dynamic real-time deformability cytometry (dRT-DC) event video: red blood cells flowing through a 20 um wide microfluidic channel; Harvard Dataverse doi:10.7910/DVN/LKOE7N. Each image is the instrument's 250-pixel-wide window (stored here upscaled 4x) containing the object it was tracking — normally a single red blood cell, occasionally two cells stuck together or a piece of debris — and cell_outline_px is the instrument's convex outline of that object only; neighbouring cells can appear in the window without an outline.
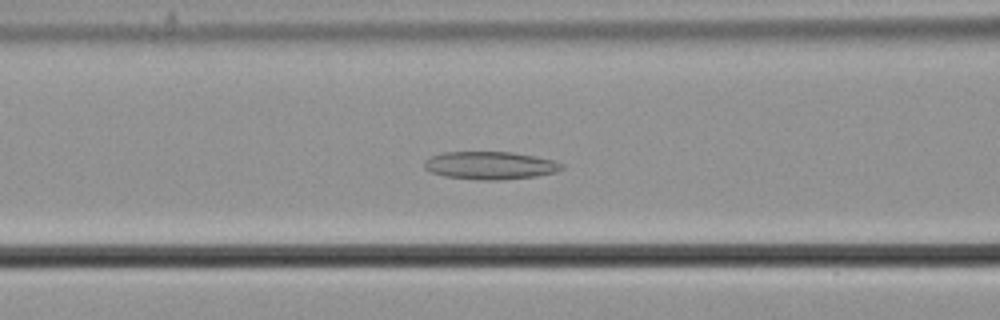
{"species": "common noctule bat (a hibernating species)", "species_latin": "Nyctalus noctula", "temperature_condition": "cold", "stored_images_in_passage": 57, "camera_frame_rate_fps": 3000, "um_per_image_px": 0.085, "animal": {"sex": "male", "body_mass_g": 21.5, "forearm_length_mm": 52.0}, "frame": {"image": 1, "passage_image": 24, "time_ms": 7.667, "image_size_px": [1000, 320], "cell_outline_px": [[564, 168], [556, 172], [536, 176], [500, 180], [476, 180], [444, 176], [432, 172], [424, 168], [424, 160], [432, 156], [444, 152], [512, 152], [552, 160], [564, 164]], "centroid_in_image_um": [41.65, 14.07], "position_along_channel_um": 124.9, "area_um2": 22.25}}
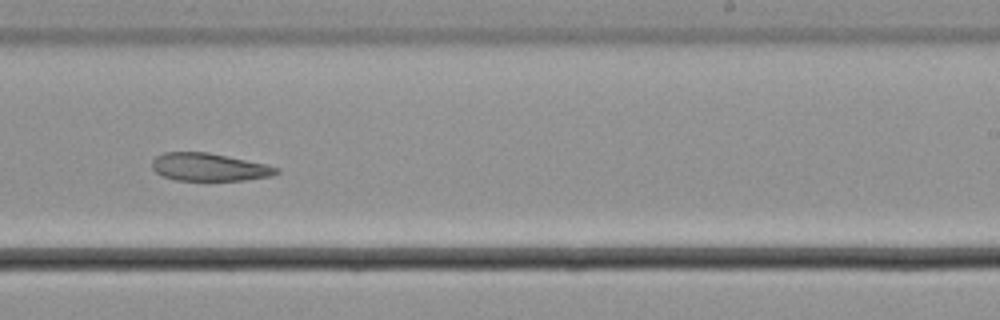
{"frame": {"image": 2, "passage_image": 36, "time_ms": 11.667, "image_size_px": [1000, 320], "cell_outline_px": [[280, 172], [272, 176], [244, 180], [176, 180], [164, 176], [156, 172], [152, 168], [152, 160], [156, 156], [164, 152], [208, 152], [264, 164], [280, 168]], "centroid_in_image_um": [17.77, 14.2], "position_along_channel_um": 271.2, "area_um2": 20.0}}
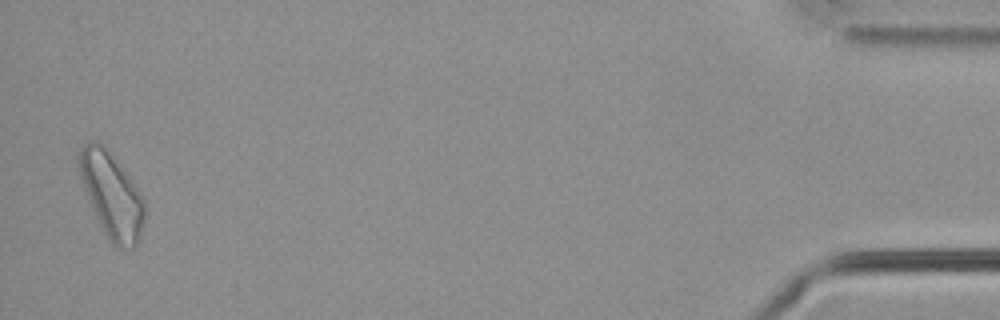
{"frame": {"image": 3, "passage_image": 56, "time_ms": 18.333, "image_size_px": [1000, 320], "cell_outline_px": [[144, 220], [140, 236], [136, 244], [132, 248], [116, 248], [108, 240], [96, 216], [80, 180], [76, 156], [80, 148], [88, 140], [96, 140], [104, 144], [144, 200]], "centroid_in_image_um": [9.43, 16.57], "position_along_channel_um": 425.8, "area_um2": 32.19}}